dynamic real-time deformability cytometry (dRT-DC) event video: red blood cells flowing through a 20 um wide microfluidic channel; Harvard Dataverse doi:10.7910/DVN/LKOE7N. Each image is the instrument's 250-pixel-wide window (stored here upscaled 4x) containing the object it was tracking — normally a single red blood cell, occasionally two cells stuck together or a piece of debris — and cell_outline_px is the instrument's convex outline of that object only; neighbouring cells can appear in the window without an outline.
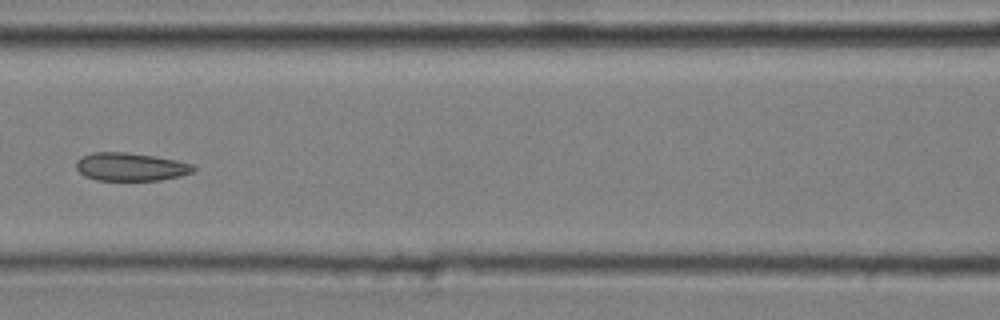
{"species": "common noctule bat (a hibernating species)", "species_latin": "Nyctalus noctula", "temperature_condition": "cold", "stored_images_in_passage": 9, "camera_frame_rate_fps": 3000, "um_per_image_px": 0.085, "animal": {"sex": "male", "body_mass_g": 20.4}, "frame": {"image": 1, "passage_image": 6, "time_ms": 1.667, "image_size_px": [1000, 320], "cell_outline_px": [[196, 168], [192, 172], [180, 176], [160, 180], [96, 180], [84, 176], [76, 168], [76, 160], [80, 156], [92, 152], [124, 152], [152, 156], [176, 160], [192, 164]], "centroid_in_image_um": [11.06, 14.18], "position_along_channel_um": 155.5, "area_um2": 19.19}}
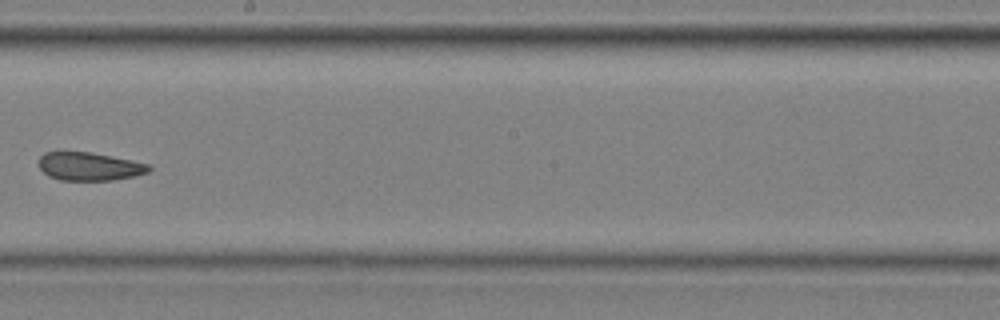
{"frame": {"image": 2, "passage_image": 8, "time_ms": 2.333, "image_size_px": [1000, 320], "cell_outline_px": [[152, 168], [148, 172], [132, 176], [112, 180], [60, 180], [48, 176], [40, 168], [40, 156], [44, 152], [92, 152], [152, 164]], "centroid_in_image_um": [7.63, 14.14], "position_along_channel_um": 240.6, "area_um2": 18.09}}
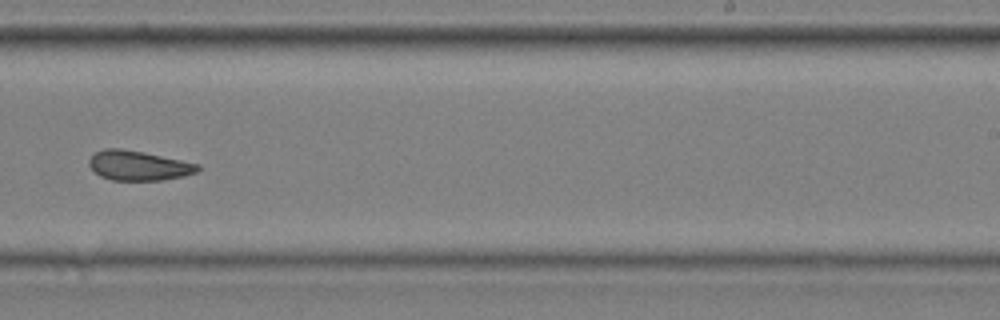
{"frame": {"image": 3, "passage_image": 9, "time_ms": 2.667, "image_size_px": [1000, 320], "cell_outline_px": [[200, 168], [196, 172], [184, 176], [164, 180], [112, 180], [100, 176], [88, 164], [88, 160], [96, 152], [104, 148], [120, 148], [144, 152], [200, 164]], "centroid_in_image_um": [11.78, 14.07], "position_along_channel_um": 277.2, "area_um2": 18.79}}